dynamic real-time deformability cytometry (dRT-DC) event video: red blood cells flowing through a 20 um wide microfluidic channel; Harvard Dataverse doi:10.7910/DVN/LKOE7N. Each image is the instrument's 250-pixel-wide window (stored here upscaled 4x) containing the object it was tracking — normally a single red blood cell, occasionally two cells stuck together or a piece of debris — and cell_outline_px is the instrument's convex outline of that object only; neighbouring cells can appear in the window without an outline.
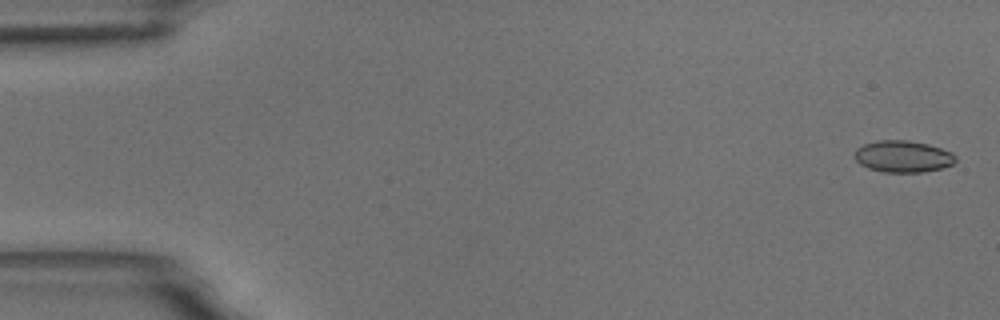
{"species": "common noctule bat (a hibernating species)", "species_latin": "Nyctalus noctula", "temperature_condition": "room temperature", "stored_images_in_passage": 5, "camera_frame_rate_fps": 3000, "um_per_image_px": 0.085, "animal": {"sex": "male", "body_mass_g": 18.8}, "frame": {"image": 1, "passage_image": 1, "time_ms": 0.0, "image_size_px": [1000, 320], "cell_outline_px": [[956, 160], [952, 164], [944, 168], [924, 172], [884, 172], [868, 168], [860, 164], [856, 160], [856, 148], [864, 144], [876, 140], [908, 140], [928, 144], [952, 152], [956, 156]], "centroid_in_image_um": [76.77, 13.3], "position_along_channel_um": 8.2, "area_um2": 18.73}}
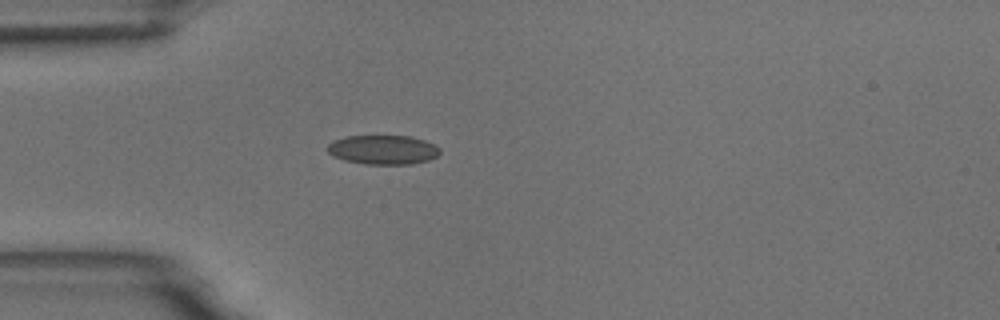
{"frame": {"image": 2, "passage_image": 5, "time_ms": 4.667, "image_size_px": [1000, 320], "cell_outline_px": [[440, 152], [436, 156], [428, 160], [412, 164], [364, 164], [344, 160], [332, 156], [328, 152], [328, 144], [332, 140], [344, 136], [412, 136], [424, 140], [440, 148]], "centroid_in_image_um": [32.53, 12.72], "position_along_channel_um": 52.5, "area_um2": 19.25}}